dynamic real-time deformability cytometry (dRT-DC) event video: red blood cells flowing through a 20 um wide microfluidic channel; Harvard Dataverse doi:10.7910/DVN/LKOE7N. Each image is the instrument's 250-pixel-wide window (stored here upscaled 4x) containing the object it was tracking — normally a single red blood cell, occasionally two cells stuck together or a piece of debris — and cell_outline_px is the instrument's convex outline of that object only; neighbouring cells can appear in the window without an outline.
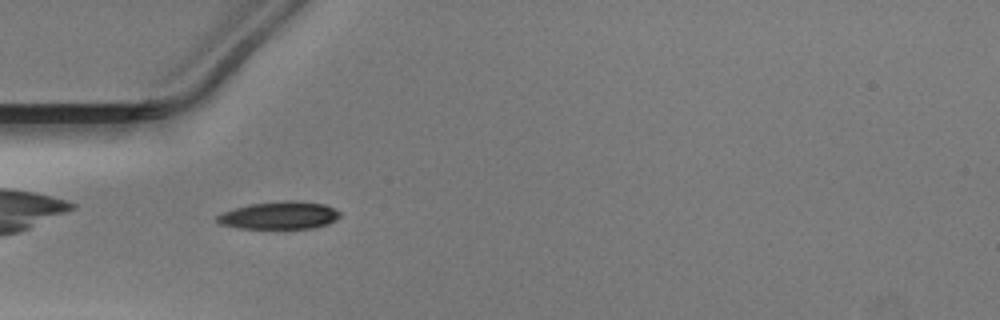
{"species": "Egyptian fruit bat (a non-hibernating species)", "species_latin": "Rousettus aegyptiacus", "temperature_condition": "warm", "stored_images_in_passage": 37, "camera_frame_rate_fps": 3000, "um_per_image_px": 0.085, "animal": {"sex": "male"}, "frame": {"image": 1, "passage_image": 2, "time_ms": 0.333, "image_size_px": [1000, 320], "cell_outline_px": [[340, 216], [336, 220], [328, 224], [312, 228], [236, 228], [220, 224], [216, 220], [216, 216], [220, 212], [252, 204], [284, 200], [296, 200], [324, 204], [340, 212]], "centroid_in_image_um": [23.73, 18.3], "position_along_channel_um": 61.3, "area_um2": 19.77}}
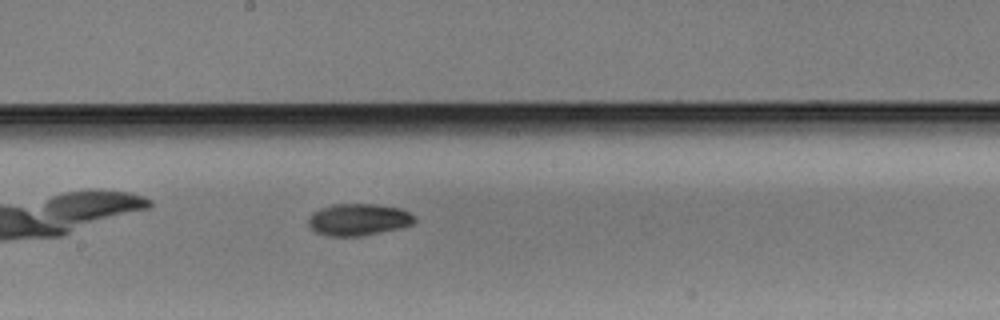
{"frame": {"image": 2, "passage_image": 14, "time_ms": 4.333, "image_size_px": [1000, 320], "cell_outline_px": [[416, 220], [412, 224], [400, 228], [360, 236], [328, 236], [316, 232], [308, 224], [308, 216], [312, 212], [320, 208], [332, 204], [376, 204], [400, 208], [416, 216]], "centroid_in_image_um": [30.45, 18.66], "position_along_channel_um": 217.7, "area_um2": 19.83}}
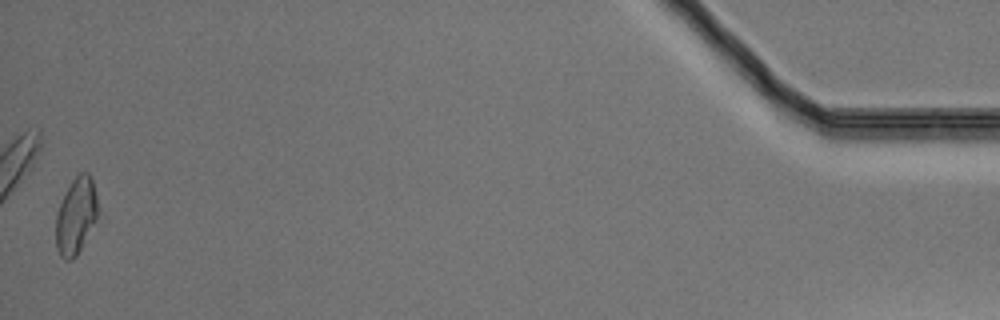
{"frame": {"image": 3, "passage_image": 37, "time_ms": 12.0, "image_size_px": [1000, 320], "cell_outline_px": [[104, 216], [76, 256], [72, 260], [64, 260], [60, 256], [56, 248], [56, 216], [60, 204], [72, 180], [80, 172], [88, 172], [92, 176]], "centroid_in_image_um": [6.59, 18.36], "position_along_channel_um": 428.6, "area_um2": 20.11}}